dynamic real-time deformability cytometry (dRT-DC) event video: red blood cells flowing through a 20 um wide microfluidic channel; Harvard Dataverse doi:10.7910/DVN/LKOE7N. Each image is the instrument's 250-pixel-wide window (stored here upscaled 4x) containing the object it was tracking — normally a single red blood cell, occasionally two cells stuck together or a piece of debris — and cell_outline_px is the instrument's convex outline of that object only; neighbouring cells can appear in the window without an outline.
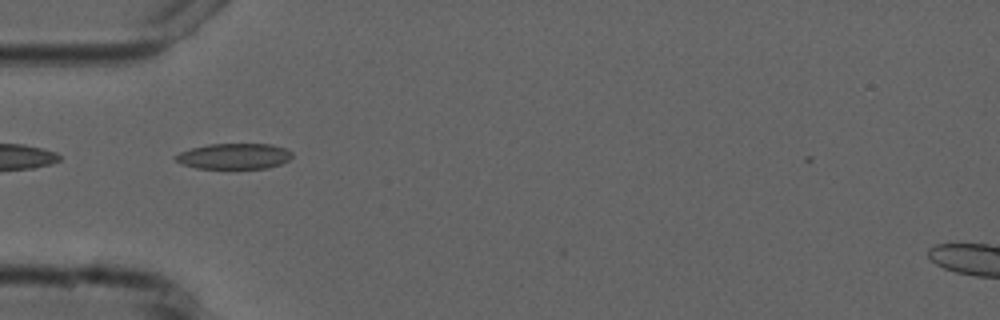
{"species": "common noctule bat (a hibernating species)", "species_latin": "Nyctalus noctula", "temperature_condition": "cold", "stored_images_in_passage": 3, "camera_frame_rate_fps": 3000, "um_per_image_px": 0.085, "animal": {"sex": "male", "forearm_length_mm": 52.5}, "frame": {"image": 1, "passage_image": 1, "time_ms": 0.0, "image_size_px": [1000, 320], "cell_outline_px": [[292, 156], [288, 160], [280, 164], [268, 168], [196, 168], [180, 164], [172, 156], [180, 152], [192, 148], [208, 144], [272, 144], [284, 148], [292, 152]], "centroid_in_image_um": [19.87, 13.28], "position_along_channel_um": 65.1, "area_um2": 17.46}}
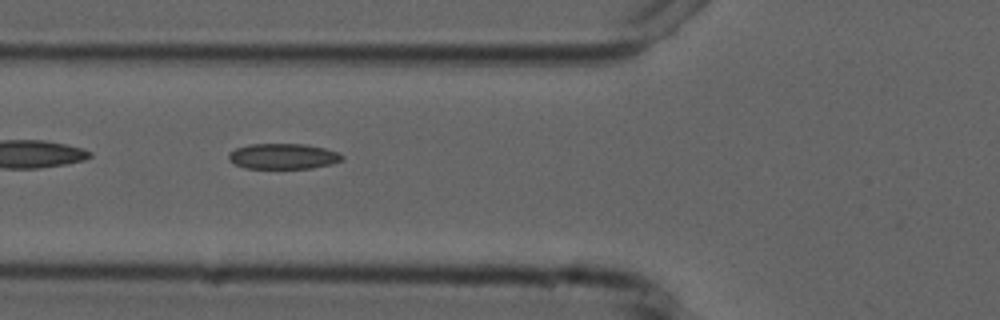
{"frame": {"image": 2, "passage_image": 2, "time_ms": 1.0, "image_size_px": [1000, 320], "cell_outline_px": [[344, 160], [332, 164], [312, 168], [244, 168], [228, 160], [228, 152], [236, 148], [252, 144], [304, 144], [324, 148], [336, 152], [344, 156]], "centroid_in_image_um": [24.06, 13.29], "position_along_channel_um": 101.7, "area_um2": 16.88}}